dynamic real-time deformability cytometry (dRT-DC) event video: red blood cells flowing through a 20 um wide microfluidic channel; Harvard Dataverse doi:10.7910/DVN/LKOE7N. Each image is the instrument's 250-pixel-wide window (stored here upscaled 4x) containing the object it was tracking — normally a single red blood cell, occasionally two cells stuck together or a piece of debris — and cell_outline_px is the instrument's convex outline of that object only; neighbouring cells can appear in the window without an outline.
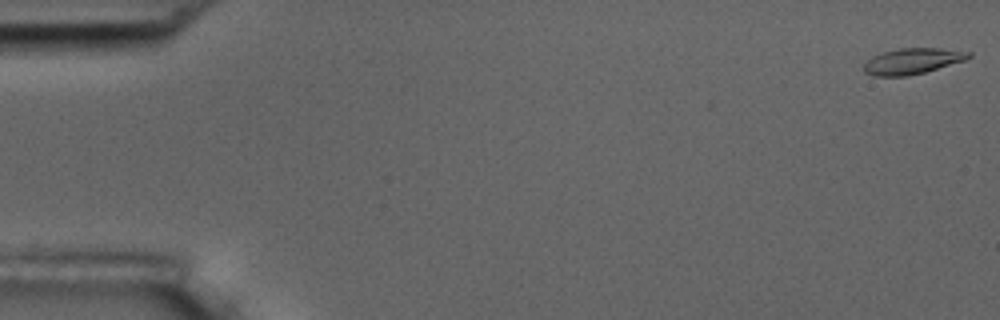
{"species": "common noctule bat (a hibernating species)", "species_latin": "Nyctalus noctula", "temperature_condition": "room temperature", "stored_images_in_passage": 56, "camera_frame_rate_fps": 3000, "um_per_image_px": 0.085, "animal": {"sex": "male", "body_mass_g": 17.5, "forearm_length_mm": 52.3}, "frame": {"image": 1, "passage_image": 1, "time_ms": 0.0, "image_size_px": [1000, 320], "cell_outline_px": [[972, 56], [964, 60], [924, 72], [908, 76], [876, 76], [864, 72], [864, 64], [872, 56], [884, 52], [900, 48], [940, 48], [972, 52]], "centroid_in_image_um": [77.55, 5.19], "position_along_channel_um": 7.4, "area_um2": 15.61}}
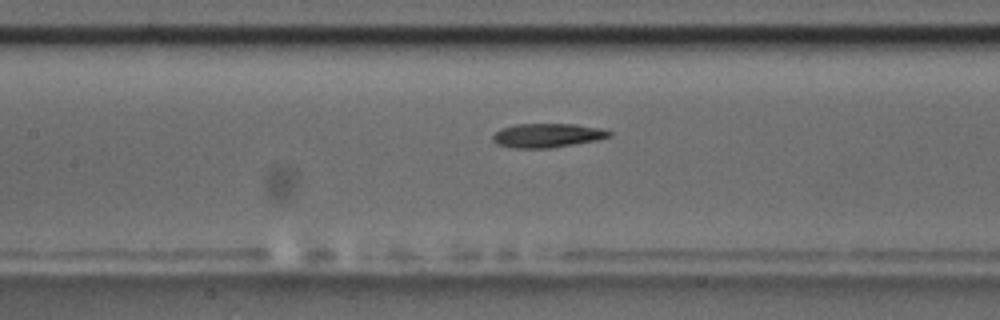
{"frame": {"image": 2, "passage_image": 26, "time_ms": 8.333, "image_size_px": [1000, 320], "cell_outline_px": [[612, 136], [596, 140], [552, 148], [512, 148], [496, 144], [492, 140], [492, 136], [500, 128], [516, 124], [576, 124], [604, 128], [612, 132]], "centroid_in_image_um": [46.53, 11.51], "position_along_channel_um": 160.9, "area_um2": 16.53}}
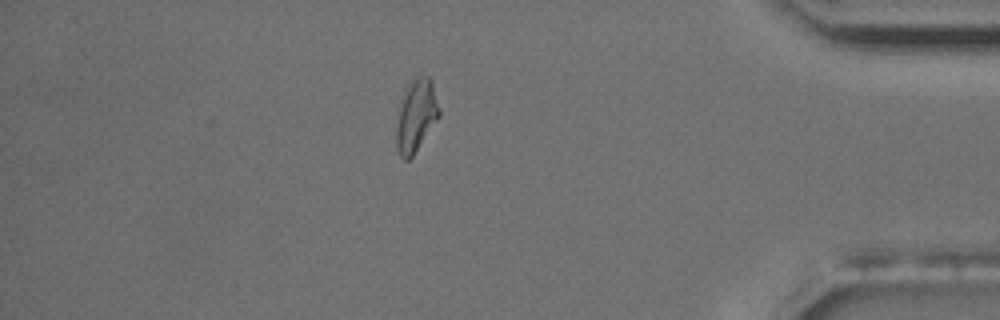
{"frame": {"image": 3, "passage_image": 49, "time_ms": 16.0, "image_size_px": [1000, 320], "cell_outline_px": [[440, 116], [412, 156], [408, 160], [404, 160], [400, 156], [396, 148], [396, 132], [400, 96], [404, 88], [416, 76], [428, 76], [432, 80], [440, 108]], "centroid_in_image_um": [35.36, 9.79], "position_along_channel_um": 399.8, "area_um2": 18.32}, "authors_computed_cell_mechanics": {"area_um2": 16.4152, "velocity_mm_per_s": 3.5983, "shape_relaxation_time_tau1_ms": 4.9236, "shape_relaxation_time_tau2_ms": 9.1433, "deformation_change_tau1": 0.1877, "deformation_change_tau2": 0.2054}}